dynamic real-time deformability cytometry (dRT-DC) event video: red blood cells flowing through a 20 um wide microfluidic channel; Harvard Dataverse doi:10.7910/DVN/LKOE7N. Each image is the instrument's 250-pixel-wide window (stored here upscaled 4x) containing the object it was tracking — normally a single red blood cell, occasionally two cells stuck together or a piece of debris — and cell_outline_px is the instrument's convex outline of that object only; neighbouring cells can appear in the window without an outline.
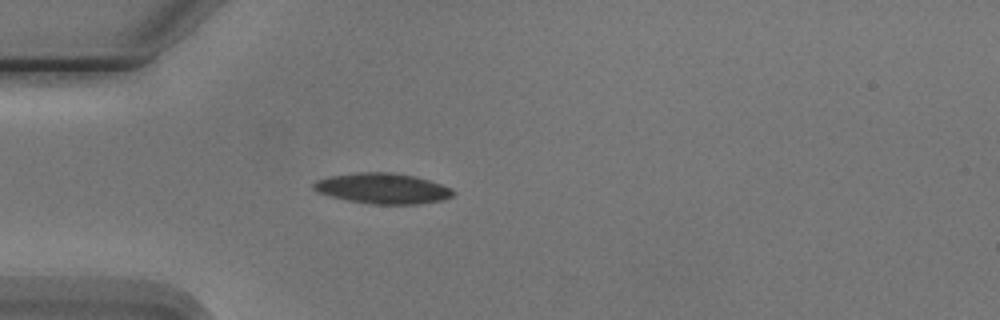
{"species": "Egyptian fruit bat (a non-hibernating species)", "species_latin": "Rousettus aegyptiacus", "temperature_condition": "cold", "stored_images_in_passage": 3, "camera_frame_rate_fps": 3000, "um_per_image_px": 0.085, "animal": {"sex": "male"}, "frame": {"image": 1, "passage_image": 3, "time_ms": 3.333, "image_size_px": [1000, 320], "cell_outline_px": [[456, 192], [452, 196], [444, 200], [420, 204], [368, 204], [348, 200], [316, 192], [312, 188], [312, 184], [316, 180], [332, 176], [360, 172], [388, 172], [412, 176], [428, 180], [452, 188]], "centroid_in_image_um": [32.53, 16.03], "position_along_channel_um": 52.5, "area_um2": 24.74}}